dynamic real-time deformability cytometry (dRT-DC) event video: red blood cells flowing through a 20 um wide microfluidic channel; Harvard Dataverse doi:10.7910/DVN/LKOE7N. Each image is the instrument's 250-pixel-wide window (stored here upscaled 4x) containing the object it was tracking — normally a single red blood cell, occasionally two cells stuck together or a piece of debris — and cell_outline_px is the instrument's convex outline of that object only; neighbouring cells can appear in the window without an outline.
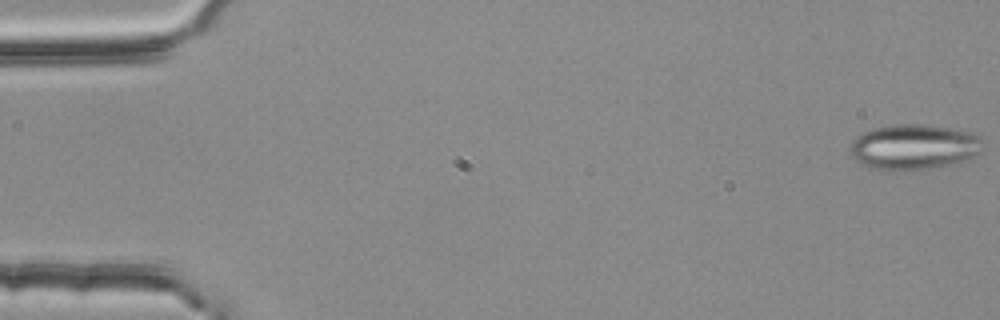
{"species": "common noctule bat (a hibernating species)", "species_latin": "Nyctalus noctula", "temperature_condition": "room temperature", "stored_images_in_passage": 54, "segment_of_instrument_passage": [1, 2], "camera_frame_rate_fps": 3000, "um_per_image_px": 0.085, "animal": {"sex": "female", "body_mass_g": 25.1}, "frame": {"image": 1, "passage_image": 1, "time_ms": 0.0, "image_size_px": [1000, 320], "cell_outline_px": [[984, 148], [972, 160], [916, 172], [876, 168], [860, 164], [848, 152], [848, 148], [852, 140], [856, 136], [872, 128], [892, 124], [924, 124], [952, 128], [972, 132], [980, 136], [984, 144]], "centroid_in_image_um": [77.73, 12.5], "position_along_channel_um": 7.3, "area_um2": 36.18}}